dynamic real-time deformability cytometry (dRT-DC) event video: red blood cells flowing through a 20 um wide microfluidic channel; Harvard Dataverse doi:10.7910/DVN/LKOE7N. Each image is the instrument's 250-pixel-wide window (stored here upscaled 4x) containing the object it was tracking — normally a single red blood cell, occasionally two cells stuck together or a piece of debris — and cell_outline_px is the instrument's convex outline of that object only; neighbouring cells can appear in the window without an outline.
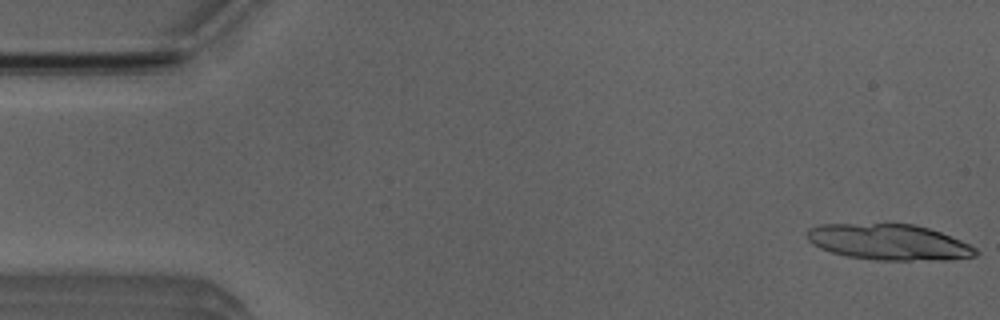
{"species": "Egyptian fruit bat (a non-hibernating species)", "species_latin": "Rousettus aegyptiacus", "temperature_condition": "room temperature", "stored_images_in_passage": 14, "camera_frame_rate_fps": 3000, "um_per_image_px": 0.085, "animal": {"sex": "male"}, "frame": {"image": 1, "passage_image": 1, "time_ms": 0.0, "image_size_px": [1000, 320], "cell_outline_px": [[980, 252], [976, 256], [948, 260], [876, 260], [848, 256], [832, 252], [820, 248], [812, 244], [808, 240], [808, 228], [820, 224], [912, 224], [928, 228], [940, 232], [960, 240], [976, 248]], "centroid_in_image_um": [75.57, 20.58], "position_along_channel_um": 9.4, "area_um2": 35.14}}